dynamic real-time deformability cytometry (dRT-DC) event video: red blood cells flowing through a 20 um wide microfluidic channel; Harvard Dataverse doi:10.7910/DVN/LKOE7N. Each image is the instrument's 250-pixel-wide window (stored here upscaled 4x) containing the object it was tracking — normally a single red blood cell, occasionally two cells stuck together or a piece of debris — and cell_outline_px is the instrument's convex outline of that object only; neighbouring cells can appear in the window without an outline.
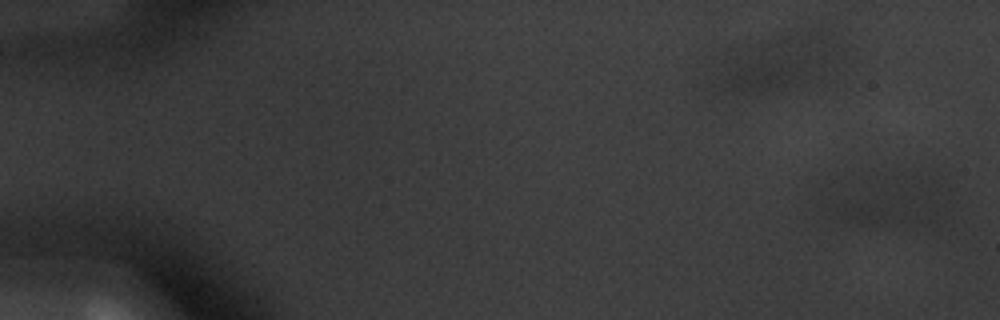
{"species": "common noctule bat (a hibernating species)", "species_latin": "Nyctalus noctula", "temperature_condition": "warm", "stored_images_in_passage": 10, "camera_frame_rate_fps": 3000, "um_per_image_px": 0.085, "animal": {"sex": "male", "body_mass_g": 20.1, "forearm_length_mm": 53.5}, "frame": {"image": 1, "passage_image": 1, "time_ms": 0.0, "image_size_px": [1000, 320], "cell_outline_px": [[948, 196], [936, 228], [856, 224], [840, 220], [828, 208], [832, 204], [848, 196], [884, 180], [936, 172], [948, 188]], "centroid_in_image_um": [76.2, 17.24], "position_along_channel_um": 8.8, "area_um2": 33.52}}